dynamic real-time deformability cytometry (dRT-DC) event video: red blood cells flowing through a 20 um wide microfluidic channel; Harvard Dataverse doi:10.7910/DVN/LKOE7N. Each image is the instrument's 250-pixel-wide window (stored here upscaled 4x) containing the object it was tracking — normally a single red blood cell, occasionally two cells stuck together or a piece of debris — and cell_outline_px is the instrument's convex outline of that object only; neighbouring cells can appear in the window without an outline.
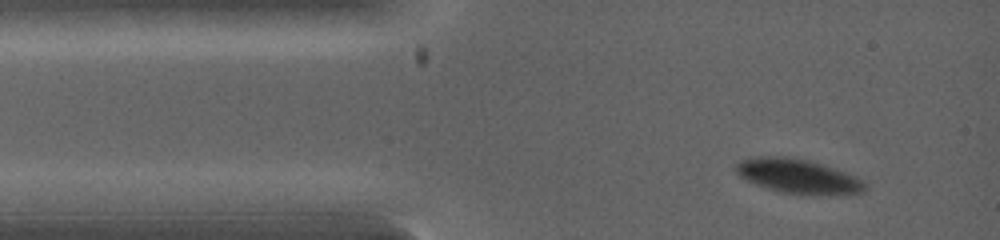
{"species": "common noctule bat (a hibernating species)", "species_latin": "Nyctalus noctula", "temperature_condition": "warm", "stored_images_in_passage": 2, "camera_frame_rate_fps": 5000, "um_per_image_px": 0.085, "animal": {"sex": "female", "body_mass_g": 19.0, "forearm_length_mm": 53.3}, "frame": {"image": 1, "passage_image": 2, "time_ms": 1.0, "image_size_px": [1000, 240], "cell_outline_px": [[868, 188], [864, 192], [784, 192], [768, 188], [756, 184], [740, 176], [736, 172], [736, 164], [740, 160], [760, 156], [788, 156], [808, 160], [824, 164], [856, 176], [868, 184]], "centroid_in_image_um": [67.81, 14.91], "position_along_channel_um": 17.2, "area_um2": 24.85}}